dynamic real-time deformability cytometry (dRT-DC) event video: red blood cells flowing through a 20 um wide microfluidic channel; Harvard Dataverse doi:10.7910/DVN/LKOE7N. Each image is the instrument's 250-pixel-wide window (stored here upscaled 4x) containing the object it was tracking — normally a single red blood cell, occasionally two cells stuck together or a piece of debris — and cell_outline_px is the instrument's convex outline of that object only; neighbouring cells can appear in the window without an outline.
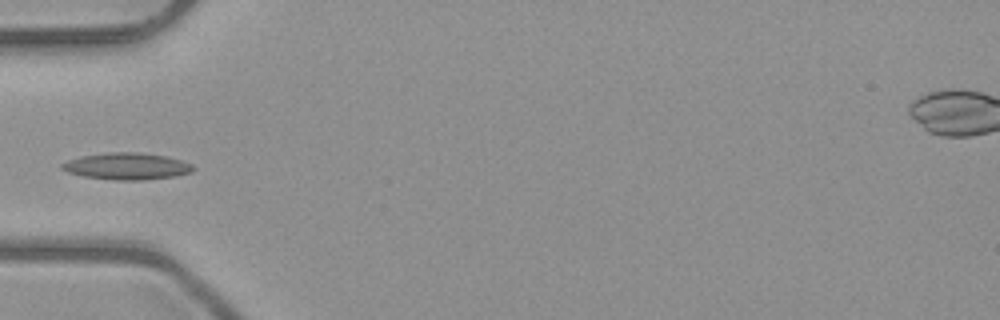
{"species": "common noctule bat (a hibernating species)", "species_latin": "Nyctalus noctula", "temperature_condition": "room temperature", "stored_images_in_passage": 35, "camera_frame_rate_fps": 3000, "um_per_image_px": 0.085, "animal": {"sex": "male", "body_mass_g": 23.1, "forearm_length_mm": 52.7}, "frame": {"image": 1, "passage_image": 1, "time_ms": 0.0, "image_size_px": [1000, 320], "cell_outline_px": [[196, 168], [192, 172], [176, 176], [144, 180], [112, 180], [84, 176], [68, 172], [60, 168], [60, 164], [68, 160], [80, 156], [108, 152], [136, 152], [164, 156], [180, 160], [192, 164]], "centroid_in_image_um": [10.77, 14.13], "position_along_channel_um": 74.2, "area_um2": 20.52}}
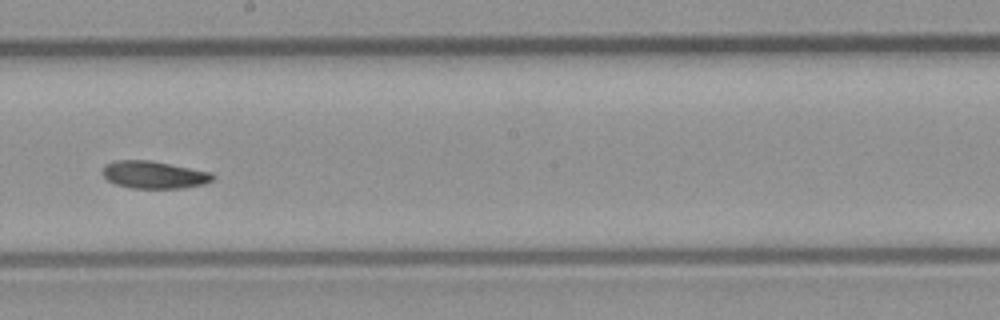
{"frame": {"image": 2, "passage_image": 13, "time_ms": 4.0, "image_size_px": [1000, 320], "cell_outline_px": [[216, 176], [212, 180], [204, 184], [184, 188], [132, 188], [116, 184], [108, 180], [104, 176], [104, 164], [112, 160], [148, 160], [212, 172]], "centroid_in_image_um": [13.1, 14.85], "position_along_channel_um": 235.1, "area_um2": 17.57}}
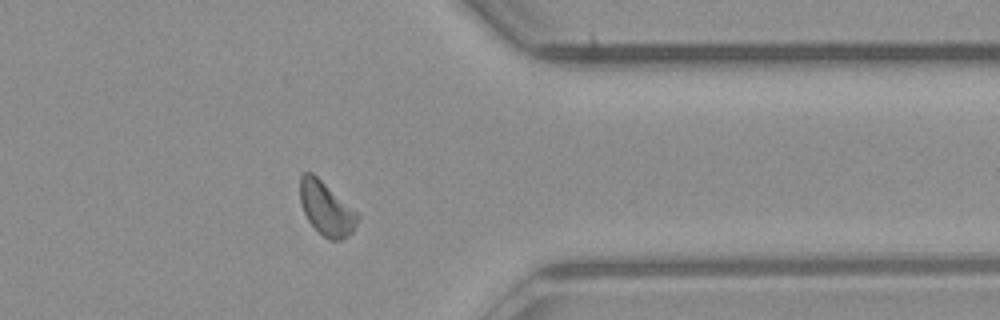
{"frame": {"image": 3, "passage_image": 25, "time_ms": 8.0, "image_size_px": [1000, 320], "cell_outline_px": [[360, 216], [352, 232], [344, 240], [328, 240], [308, 220], [300, 204], [300, 176], [304, 172], [312, 172], [356, 212]], "centroid_in_image_um": [27.72, 17.74], "position_along_channel_um": 383.7, "area_um2": 17.63}}